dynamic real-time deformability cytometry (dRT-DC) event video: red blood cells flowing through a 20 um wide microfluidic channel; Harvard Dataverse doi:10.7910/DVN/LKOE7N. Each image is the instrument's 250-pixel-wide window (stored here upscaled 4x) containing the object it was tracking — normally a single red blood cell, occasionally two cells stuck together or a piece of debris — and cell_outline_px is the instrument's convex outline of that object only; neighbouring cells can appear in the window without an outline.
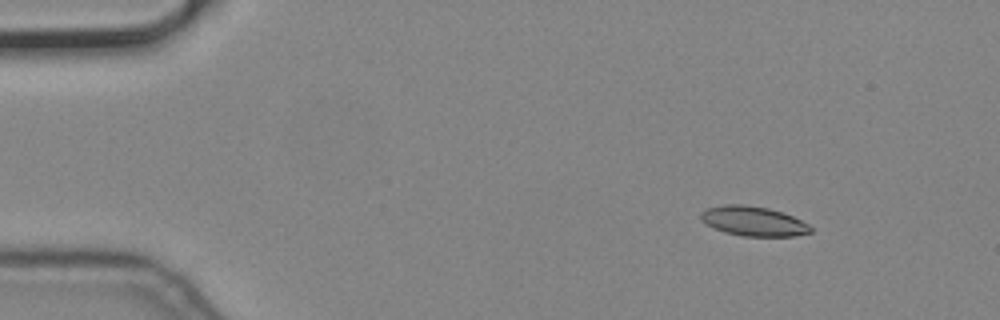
{"species": "common noctule bat (a hibernating species)", "species_latin": "Nyctalus noctula", "temperature_condition": "cold", "stored_images_in_passage": 8, "camera_frame_rate_fps": 3000, "um_per_image_px": 0.085, "animal": {"sex": "male", "body_mass_g": 19.2, "forearm_length_mm": 51.8}, "frame": {"image": 1, "passage_image": 1, "time_ms": 0.0, "image_size_px": [1000, 320], "cell_outline_px": [[812, 232], [796, 236], [744, 236], [724, 232], [700, 220], [700, 212], [708, 208], [724, 204], [740, 204], [768, 208], [792, 216], [808, 224], [812, 228]], "centroid_in_image_um": [64.03, 18.8], "position_along_channel_um": 21.0, "area_um2": 18.79}}
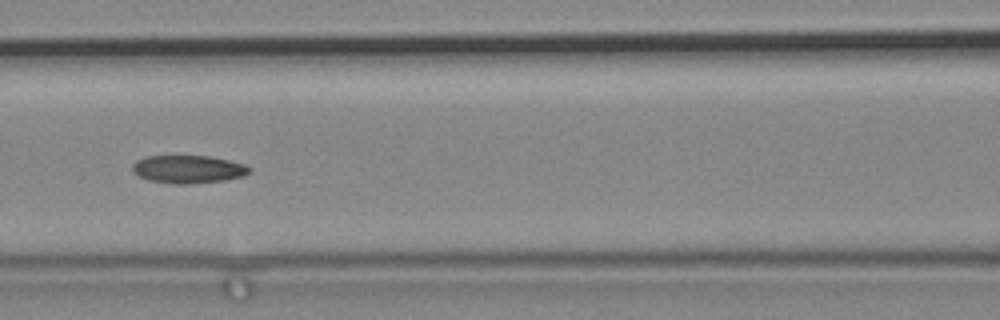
{"frame": {"image": 2, "passage_image": 6, "time_ms": 1.667, "image_size_px": [1000, 320], "cell_outline_px": [[252, 172], [244, 176], [224, 180], [188, 184], [176, 184], [148, 180], [132, 172], [132, 164], [136, 160], [144, 156], [208, 156], [228, 160], [244, 164], [252, 168]], "centroid_in_image_um": [16.0, 14.38], "position_along_channel_um": 150.6, "area_um2": 19.13}}
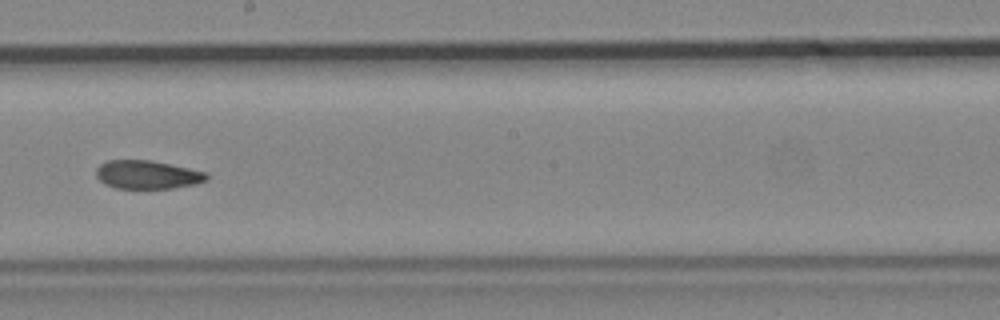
{"frame": {"image": 3, "passage_image": 8, "time_ms": 2.333, "image_size_px": [1000, 320], "cell_outline_px": [[208, 180], [196, 184], [172, 188], [116, 188], [104, 184], [96, 176], [96, 168], [100, 164], [108, 160], [152, 160], [208, 172]], "centroid_in_image_um": [12.54, 14.84], "position_along_channel_um": 235.7, "area_um2": 18.44}}